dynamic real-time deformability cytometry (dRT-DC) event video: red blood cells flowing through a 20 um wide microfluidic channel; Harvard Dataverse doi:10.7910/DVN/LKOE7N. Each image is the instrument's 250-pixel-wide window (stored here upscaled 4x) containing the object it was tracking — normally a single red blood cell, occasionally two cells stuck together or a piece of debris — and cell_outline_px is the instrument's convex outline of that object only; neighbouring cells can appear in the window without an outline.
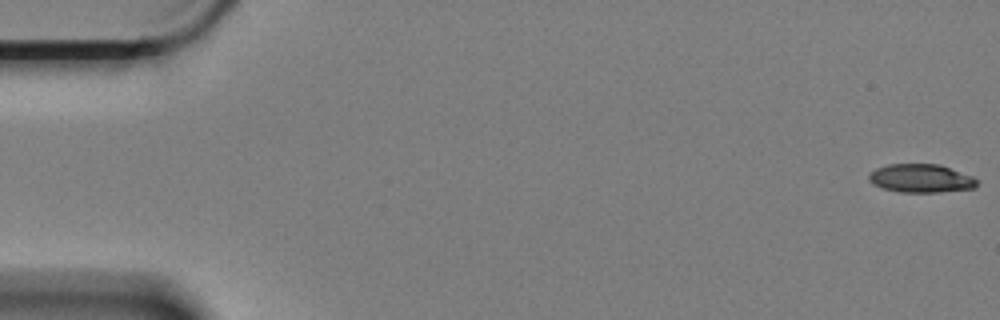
{"species": "Egyptian fruit bat (a non-hibernating species)", "species_latin": "Rousettus aegyptiacus", "temperature_condition": "cold", "stored_images_in_passage": 60, "camera_frame_rate_fps": 3000, "um_per_image_px": 0.085, "animal": {"sex": "female"}, "frame": {"image": 1, "passage_image": 1, "time_ms": 0.0, "image_size_px": [1000, 320], "cell_outline_px": [[980, 180], [976, 188], [940, 192], [900, 192], [884, 188], [872, 184], [868, 180], [868, 176], [876, 168], [888, 164], [940, 164], [972, 176]], "centroid_in_image_um": [78.32, 15.16], "position_along_channel_um": 6.7, "area_um2": 18.03}}
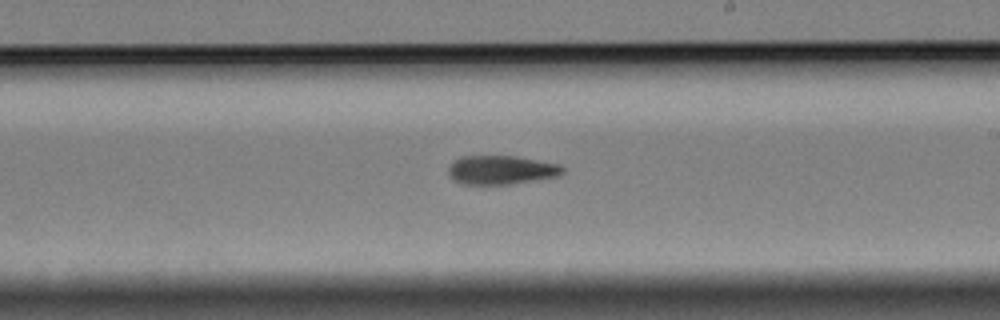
{"frame": {"image": 2, "passage_image": 35, "time_ms": 11.333, "image_size_px": [1000, 320], "cell_outline_px": [[564, 172], [560, 176], [512, 184], [460, 184], [452, 180], [448, 172], [448, 168], [460, 156], [516, 156], [560, 164], [564, 168]], "centroid_in_image_um": [42.62, 14.45], "position_along_channel_um": 246.4, "area_um2": 19.36}}
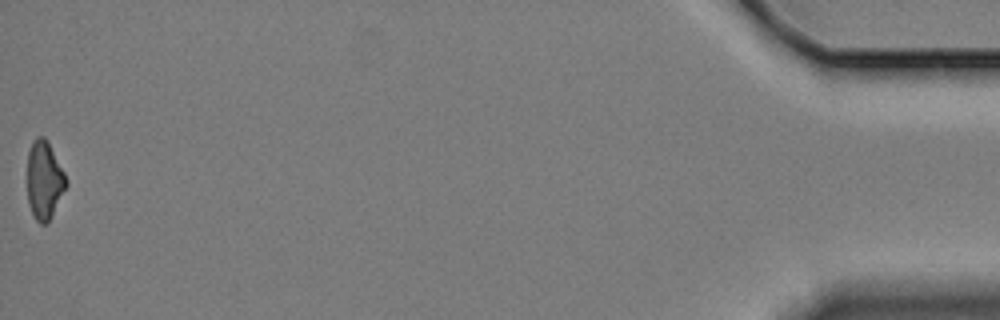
{"frame": {"image": 3, "passage_image": 60, "time_ms": 19.667, "image_size_px": [1000, 320], "cell_outline_px": [[68, 184], [52, 216], [44, 224], [40, 224], [36, 220], [28, 204], [28, 152], [32, 140], [36, 136], [44, 136], [64, 172], [68, 180]], "centroid_in_image_um": [3.76, 15.31], "position_along_channel_um": 431.4, "area_um2": 17.57}, "authors_computed_cell_mechanics": {"area_um2": 19.3341, "velocity_mm_per_s": 3.3581, "shape_relaxation_time_tau1_ms": 4.2824, "shape_relaxation_time_tau2_ms": 7.4559, "deformation_change_tau1": 0.1332, "deformation_change_tau2": 0.1635}}